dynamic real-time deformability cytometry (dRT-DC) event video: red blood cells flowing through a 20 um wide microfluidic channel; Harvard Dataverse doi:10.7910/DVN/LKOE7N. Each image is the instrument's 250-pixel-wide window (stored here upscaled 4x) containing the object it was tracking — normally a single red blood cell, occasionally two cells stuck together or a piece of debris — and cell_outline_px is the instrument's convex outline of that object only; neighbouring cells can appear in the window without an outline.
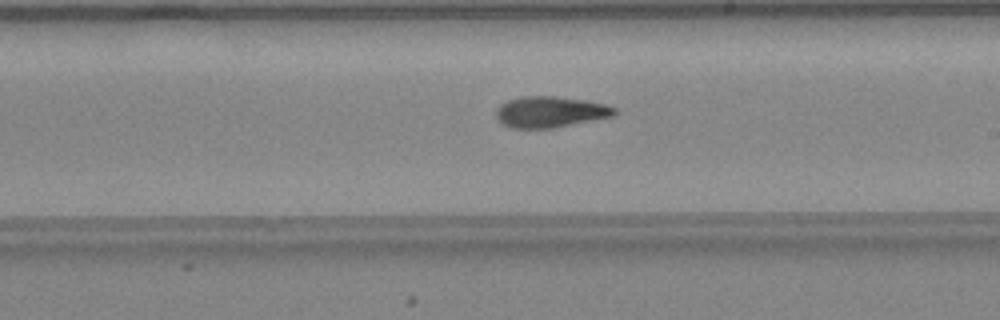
{"species": "common noctule bat (a hibernating species)", "species_latin": "Nyctalus noctula", "temperature_condition": "warm", "stored_images_in_passage": 47, "camera_frame_rate_fps": 3000, "um_per_image_px": 0.085, "animal": {"sex": "female", "body_mass_g": 24.6, "forearm_length_mm": 56.2}, "frame": {"image": 1, "passage_image": 27, "time_ms": 8.667, "image_size_px": [1000, 320], "cell_outline_px": [[616, 116], [552, 128], [512, 128], [504, 124], [496, 116], [496, 108], [500, 104], [508, 100], [520, 96], [556, 96], [588, 100], [604, 104], [616, 108]], "centroid_in_image_um": [46.79, 9.5], "position_along_channel_um": 242.2, "area_um2": 21.56}}
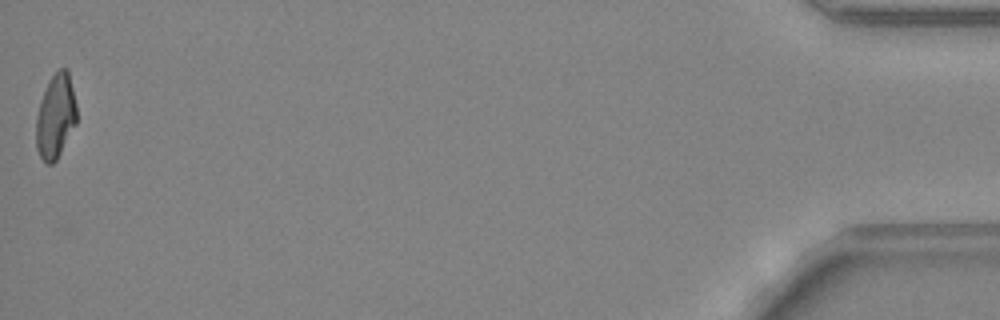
{"frame": {"image": 2, "passage_image": 47, "time_ms": 15.333, "image_size_px": [1000, 320], "cell_outline_px": [[76, 124], [56, 160], [52, 164], [44, 164], [36, 148], [36, 116], [40, 100], [48, 80], [60, 68], [68, 68], [76, 104]], "centroid_in_image_um": [4.71, 9.89], "position_along_channel_um": 430.5, "area_um2": 20.06}, "authors_computed_cell_mechanics": {"area_um2": 21.097, "velocity_mm_per_s": 4.3203, "shape_relaxation_time_tau1_ms": 7.3576, "shape_relaxation_time_tau2_ms": 4.9665, "deformation_change_tau1": 0.2577, "deformation_change_tau2": 0.1567}}